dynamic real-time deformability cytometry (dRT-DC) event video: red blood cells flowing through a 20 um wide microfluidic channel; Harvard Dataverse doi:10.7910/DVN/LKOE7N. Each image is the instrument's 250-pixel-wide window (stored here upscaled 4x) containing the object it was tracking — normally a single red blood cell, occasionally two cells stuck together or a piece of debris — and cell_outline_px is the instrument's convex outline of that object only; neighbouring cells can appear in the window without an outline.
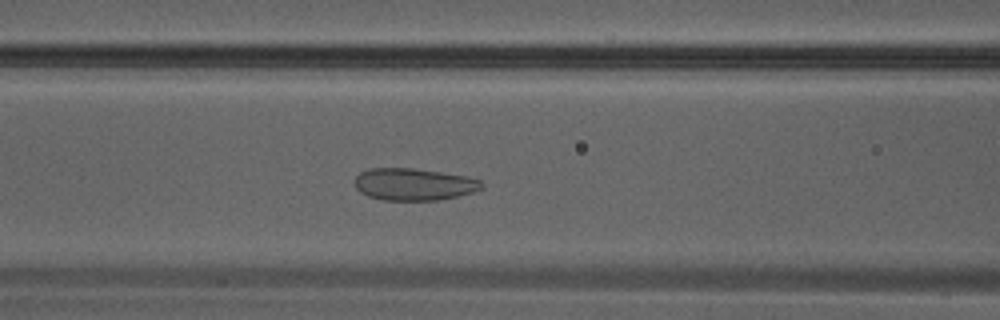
{"species": "Egyptian fruit bat (a non-hibernating species)", "species_latin": "Rousettus aegyptiacus", "temperature_condition": "warm", "stored_images_in_passage": 30, "camera_frame_rate_fps": 3000, "um_per_image_px": 0.085, "animal": {"sex": "male"}, "frame": {"image": 1, "passage_image": 9, "time_ms": 2.667, "image_size_px": [1000, 320], "cell_outline_px": [[484, 188], [472, 192], [456, 196], [436, 200], [384, 200], [368, 196], [360, 192], [356, 188], [356, 176], [360, 172], [368, 168], [412, 168], [468, 176], [480, 180], [484, 184]], "centroid_in_image_um": [35.18, 15.66], "position_along_channel_um": 131.4, "area_um2": 23.7}}
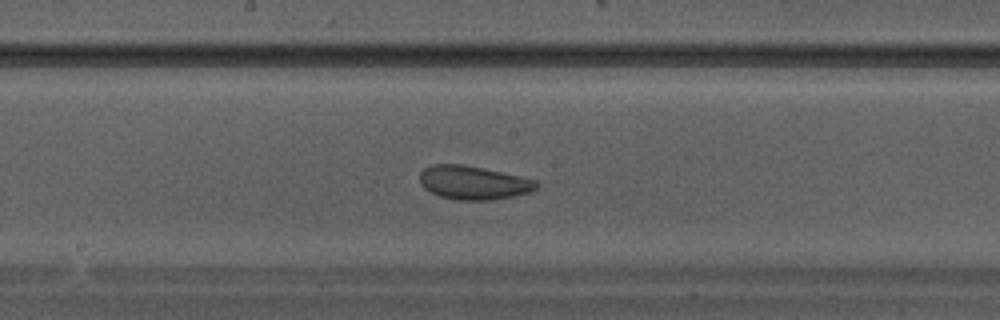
{"frame": {"image": 2, "passage_image": 13, "time_ms": 4.0, "image_size_px": [1000, 320], "cell_outline_px": [[540, 184], [536, 188], [528, 192], [512, 196], [488, 200], [456, 200], [440, 196], [424, 188], [420, 184], [420, 172], [424, 168], [432, 164], [464, 164], [520, 176], [536, 180]], "centroid_in_image_um": [40.21, 15.51], "position_along_channel_um": 208.0, "area_um2": 22.77}}